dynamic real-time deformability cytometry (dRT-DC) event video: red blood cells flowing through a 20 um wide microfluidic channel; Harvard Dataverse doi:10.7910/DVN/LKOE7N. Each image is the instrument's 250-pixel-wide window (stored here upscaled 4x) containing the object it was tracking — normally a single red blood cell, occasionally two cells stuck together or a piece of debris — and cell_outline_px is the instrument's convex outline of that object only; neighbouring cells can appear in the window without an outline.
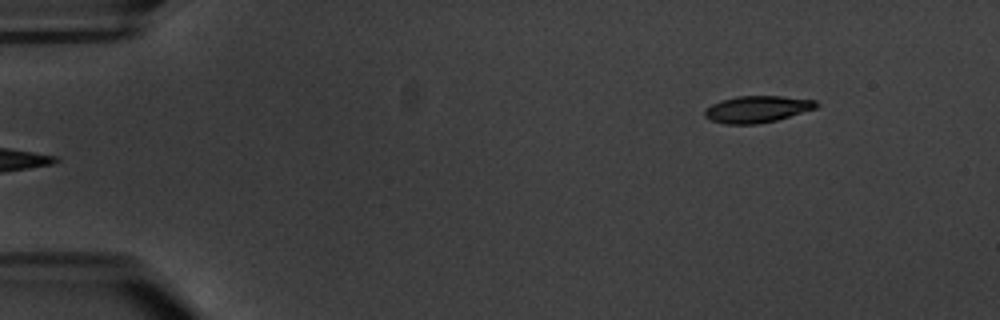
{"species": "common noctule bat (a hibernating species)", "species_latin": "Nyctalus noctula", "temperature_condition": "warm", "stored_images_in_passage": 7, "camera_frame_rate_fps": 3000, "um_per_image_px": 0.085, "animal": {"sex": "male", "body_mass_g": 20.1, "forearm_length_mm": 53.5}, "frame": {"image": 1, "passage_image": 7, "time_ms": 7.667, "image_size_px": [1000, 320], "cell_outline_px": [[820, 104], [816, 108], [776, 120], [756, 124], [724, 124], [712, 120], [704, 116], [704, 108], [720, 100], [736, 96], [780, 96], [816, 100]], "centroid_in_image_um": [64.33, 9.27], "position_along_channel_um": 20.7, "area_um2": 17.4}}